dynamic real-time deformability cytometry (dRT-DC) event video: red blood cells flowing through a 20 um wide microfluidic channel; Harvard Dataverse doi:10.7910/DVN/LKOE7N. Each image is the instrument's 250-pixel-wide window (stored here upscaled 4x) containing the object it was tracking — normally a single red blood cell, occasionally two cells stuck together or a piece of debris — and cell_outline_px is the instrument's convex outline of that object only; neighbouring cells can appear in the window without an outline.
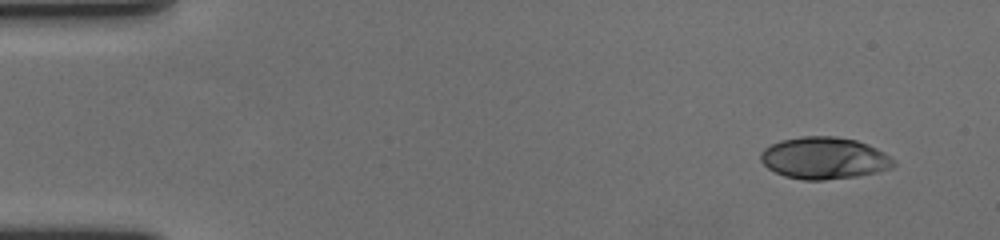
{"species": "human", "species_latin": "Homo sapiens", "temperature_condition": "cold", "stored_images_in_passage": 55, "camera_frame_rate_fps": 3000, "um_per_image_px": 0.085, "donor": {"sex": "female"}, "frame": {"image": 1, "passage_image": 1, "time_ms": 0.0, "image_size_px": [1000, 240], "cell_outline_px": [[896, 164], [892, 168], [876, 172], [856, 176], [824, 180], [804, 180], [784, 176], [768, 168], [760, 160], [760, 152], [764, 148], [780, 140], [800, 136], [836, 136], [856, 140], [868, 144], [876, 148], [896, 160]], "centroid_in_image_um": [70.05, 13.43], "position_along_channel_um": 14.9, "area_um2": 32.6}}
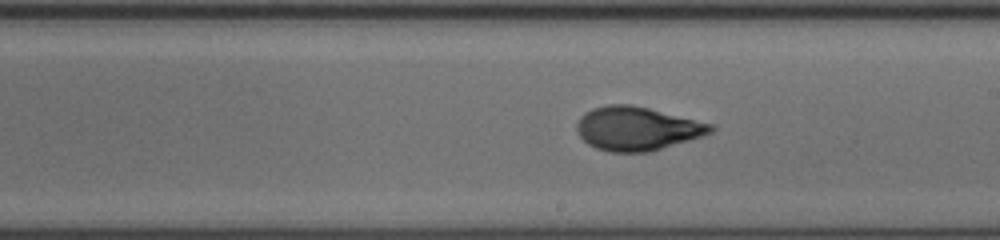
{"frame": {"image": 2, "passage_image": 30, "time_ms": 9.667, "image_size_px": [1000, 240], "cell_outline_px": [[716, 128], [712, 132], [704, 136], [648, 152], [608, 152], [596, 148], [588, 144], [576, 132], [576, 124], [580, 116], [584, 112], [592, 108], [608, 104], [632, 104], [716, 124]], "centroid_in_image_um": [54.16, 10.92], "position_along_channel_um": 234.8, "area_um2": 34.51}}
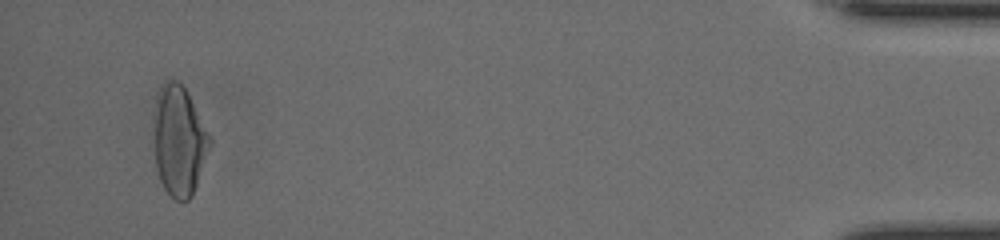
{"frame": {"image": 3, "passage_image": 52, "time_ms": 17.0, "image_size_px": [1000, 240], "cell_outline_px": [[212, 144], [192, 196], [188, 200], [176, 200], [164, 188], [160, 180], [156, 168], [152, 120], [160, 88], [168, 80], [176, 80], [184, 88], [212, 140]], "centroid_in_image_um": [15.2, 12.01], "position_along_channel_um": 420.0, "area_um2": 35.55}, "authors_computed_cell_mechanics": {"area_um2": 33.3506, "velocity_mm_per_s": 3.5759, "shape_relaxation_time_tau1_ms": 4.6418, "shape_relaxation_time_tau2_ms": 1.0386, "deformation_change_tau1": 0.1871, "deformation_change_tau2": 0.0612}}